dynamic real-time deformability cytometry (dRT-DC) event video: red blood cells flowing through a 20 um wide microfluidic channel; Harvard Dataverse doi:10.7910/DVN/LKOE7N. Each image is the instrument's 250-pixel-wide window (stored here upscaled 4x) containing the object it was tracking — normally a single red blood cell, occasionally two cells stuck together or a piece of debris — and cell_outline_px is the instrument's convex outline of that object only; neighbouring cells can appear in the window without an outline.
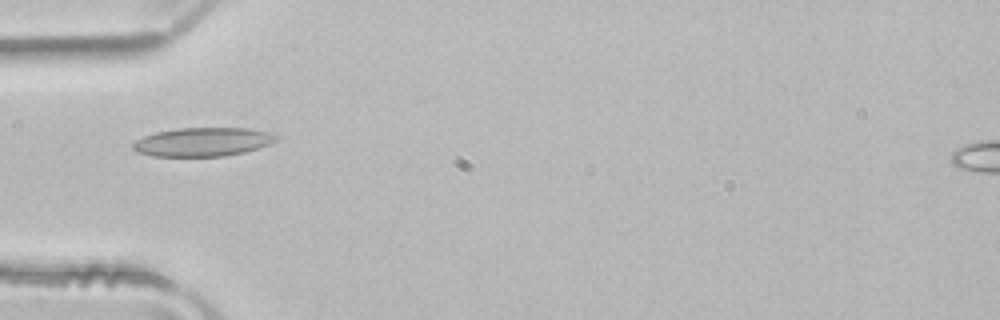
{"species": "common noctule bat (a hibernating species)", "species_latin": "Nyctalus noctula", "temperature_condition": "room temperature", "stored_images_in_passage": 39, "camera_frame_rate_fps": 3000, "um_per_image_px": 0.085, "animal": {"sex": "male", "body_mass_g": 21.5, "forearm_length_mm": 52.0}, "frame": {"image": 1, "passage_image": 4, "time_ms": 1.0, "image_size_px": [1000, 320], "cell_outline_px": [[280, 136], [276, 140], [268, 144], [244, 152], [224, 156], [152, 156], [136, 152], [132, 148], [132, 144], [136, 140], [144, 136], [156, 132], [176, 128], [248, 128], [268, 132]], "centroid_in_image_um": [17.2, 12.06], "position_along_channel_um": 67.8, "area_um2": 23.93}}
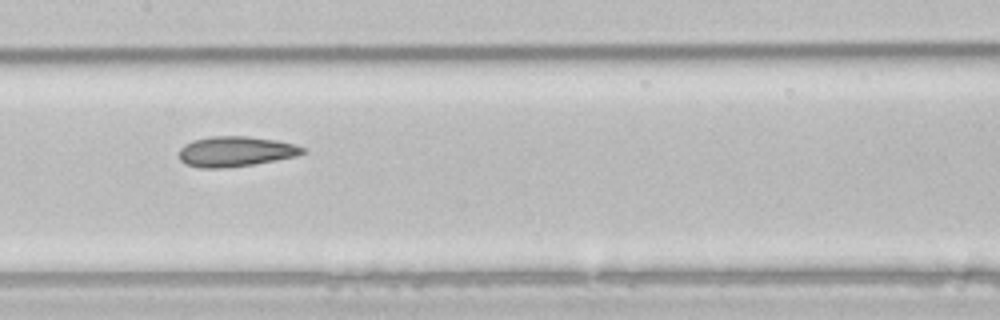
{"frame": {"image": 2, "passage_image": 13, "time_ms": 4.0, "image_size_px": [1000, 320], "cell_outline_px": [[304, 152], [296, 156], [276, 160], [252, 164], [224, 168], [200, 168], [184, 164], [180, 160], [180, 148], [184, 144], [192, 140], [212, 136], [248, 136], [276, 140], [296, 144], [304, 148]], "centroid_in_image_um": [19.99, 12.87], "position_along_channel_um": 187.4, "area_um2": 21.79}}
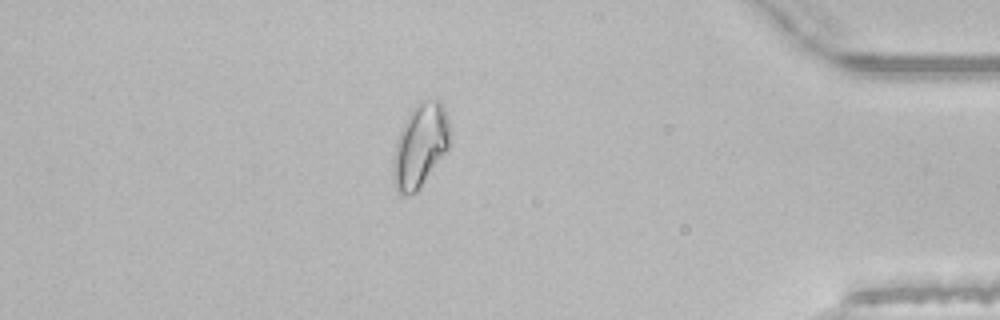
{"frame": {"image": 3, "passage_image": 32, "time_ms": 10.333, "image_size_px": [1000, 320], "cell_outline_px": [[452, 144], [416, 192], [404, 196], [396, 192], [392, 172], [392, 156], [396, 140], [412, 108], [420, 100], [440, 100], [444, 108], [448, 120]], "centroid_in_image_um": [35.71, 12.39], "position_along_channel_um": 399.5, "area_um2": 27.8}, "authors_computed_cell_mechanics": {"area_um2": 21.8484, "velocity_mm_per_s": 3.9652, "shape_relaxation_time_tau1_ms": null, "shape_relaxation_time_tau2_ms": 2.4801, "deformation_change_tau1": null, "deformation_change_tau2": 0.0866}}